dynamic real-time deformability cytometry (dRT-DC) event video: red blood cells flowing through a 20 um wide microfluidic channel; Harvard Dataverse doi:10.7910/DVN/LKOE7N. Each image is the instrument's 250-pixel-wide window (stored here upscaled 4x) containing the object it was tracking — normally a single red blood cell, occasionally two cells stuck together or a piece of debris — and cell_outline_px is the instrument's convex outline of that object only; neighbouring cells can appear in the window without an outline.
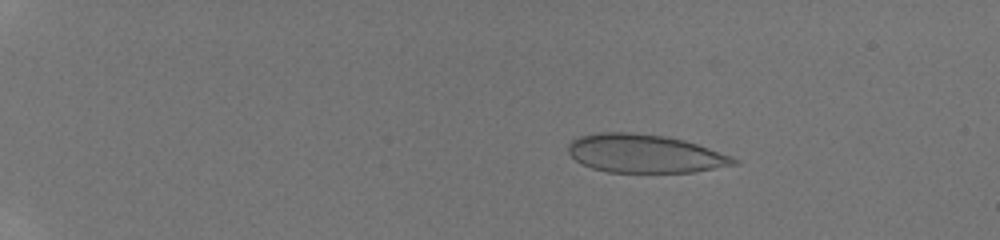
{"species": "human", "species_latin": "Homo sapiens", "temperature_condition": "room temperature", "stored_images_in_passage": 51, "camera_frame_rate_fps": 3000, "um_per_image_px": 0.085, "donor": {"sex": "male"}, "frame": {"image": 1, "passage_image": 10, "time_ms": 3.0, "image_size_px": [1000, 240], "cell_outline_px": [[740, 164], [692, 172], [608, 172], [592, 168], [576, 160], [568, 152], [568, 144], [572, 140], [580, 136], [600, 132], [628, 132], [664, 136], [684, 140], [732, 156], [740, 160]], "centroid_in_image_um": [54.82, 13.06], "position_along_channel_um": 30.2, "area_um2": 36.88}}
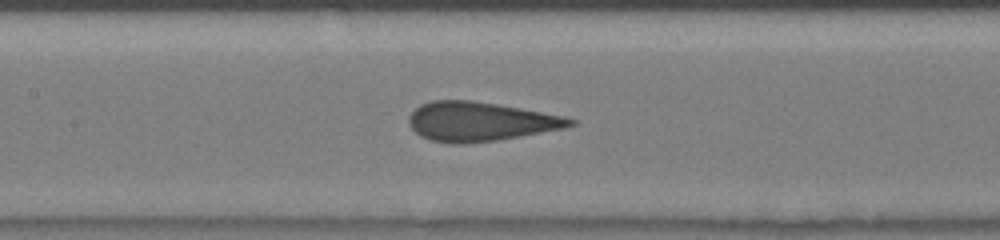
{"frame": {"image": 2, "passage_image": 28, "time_ms": 9.0, "image_size_px": [1000, 240], "cell_outline_px": [[576, 124], [564, 128], [496, 140], [460, 144], [452, 144], [432, 140], [420, 136], [408, 124], [408, 116], [420, 104], [432, 100], [472, 100], [520, 108], [564, 116], [576, 120]], "centroid_in_image_um": [40.77, 10.32], "position_along_channel_um": 166.6, "area_um2": 36.59}}
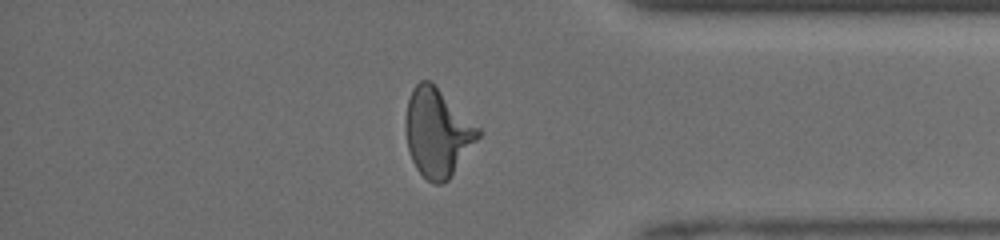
{"frame": {"image": 3, "passage_image": 45, "time_ms": 14.667, "image_size_px": [1000, 240], "cell_outline_px": [[480, 136], [448, 180], [440, 184], [432, 184], [416, 168], [412, 160], [408, 148], [404, 128], [404, 120], [408, 100], [412, 88], [420, 80], [428, 80], [480, 128]], "centroid_in_image_um": [37.14, 11.28], "position_along_channel_um": 398.1, "area_um2": 36.76}}